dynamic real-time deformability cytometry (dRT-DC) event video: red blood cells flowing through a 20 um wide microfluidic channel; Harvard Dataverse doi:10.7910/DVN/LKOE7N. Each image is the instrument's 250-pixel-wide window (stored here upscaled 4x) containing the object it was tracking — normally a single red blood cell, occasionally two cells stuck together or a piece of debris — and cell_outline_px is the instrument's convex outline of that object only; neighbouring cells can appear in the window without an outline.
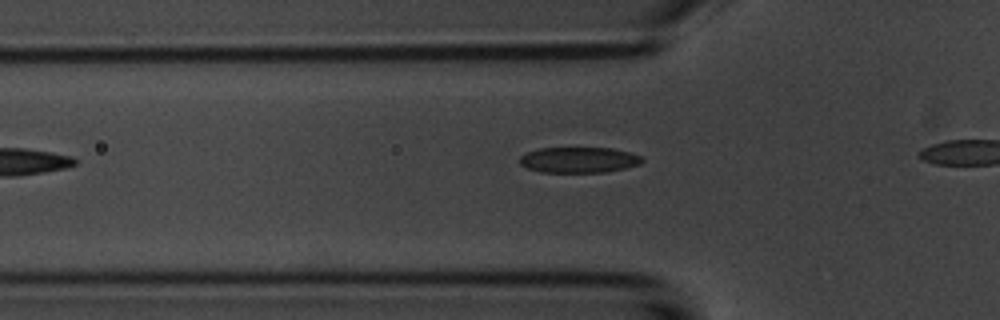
{"species": "common noctule bat (a hibernating species)", "species_latin": "Nyctalus noctula", "temperature_condition": "room temperature", "stored_images_in_passage": 5, "camera_frame_rate_fps": 3000, "um_per_image_px": 0.085, "animal": {"sex": "male", "body_mass_g": 20.1, "forearm_length_mm": 53.5}, "frame": {"image": 1, "passage_image": 3, "time_ms": 2.333, "image_size_px": [1000, 320], "cell_outline_px": [[644, 160], [640, 164], [624, 168], [604, 172], [540, 172], [528, 168], [520, 164], [520, 156], [528, 152], [540, 148], [612, 148], [644, 156]], "centroid_in_image_um": [49.23, 13.59], "position_along_channel_um": 76.6, "area_um2": 18.26}}